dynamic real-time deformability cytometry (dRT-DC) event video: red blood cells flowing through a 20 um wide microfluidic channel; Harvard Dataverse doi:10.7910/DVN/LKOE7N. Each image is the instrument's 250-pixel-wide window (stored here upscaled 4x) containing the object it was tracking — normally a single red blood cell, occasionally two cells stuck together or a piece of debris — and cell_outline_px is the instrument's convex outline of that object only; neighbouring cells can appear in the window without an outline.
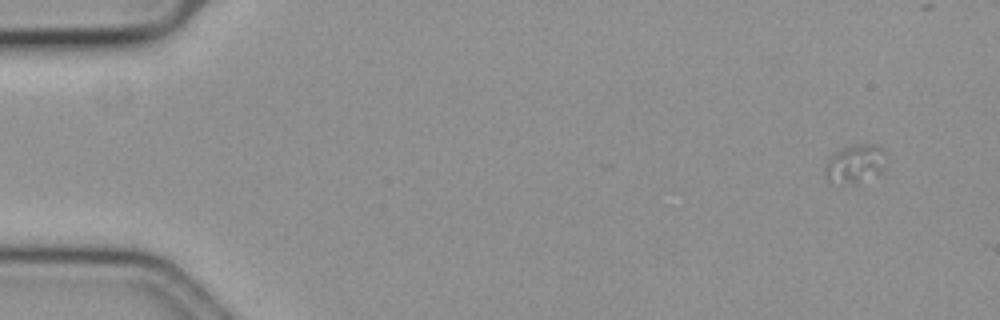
{"species": "common noctule bat (a hibernating species)", "species_latin": "Nyctalus noctula", "temperature_condition": "cold", "stored_images_in_passage": 7, "camera_frame_rate_fps": 3000, "um_per_image_px": 0.085, "animal": {"sex": "female", "body_mass_g": 19.3, "forearm_length_mm": 54.1}, "frame": {"image": 1, "passage_image": 1, "time_ms": 0.0, "image_size_px": [1000, 320], "cell_outline_px": [[888, 160], [884, 168], [880, 172], [856, 184], [828, 184], [824, 168], [828, 160], [836, 152], [852, 144], [876, 144], [884, 148]], "centroid_in_image_um": [72.71, 13.93], "position_along_channel_um": 12.3, "area_um2": 14.1}}